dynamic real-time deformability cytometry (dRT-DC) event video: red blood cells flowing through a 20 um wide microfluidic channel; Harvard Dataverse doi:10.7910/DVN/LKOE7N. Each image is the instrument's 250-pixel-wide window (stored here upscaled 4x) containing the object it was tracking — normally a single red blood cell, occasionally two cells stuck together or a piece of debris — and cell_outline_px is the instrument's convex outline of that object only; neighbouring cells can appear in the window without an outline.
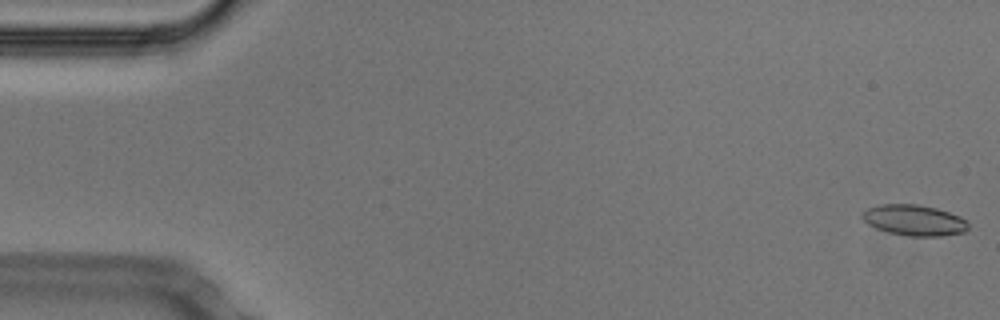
{"species": "Egyptian fruit bat (a non-hibernating species)", "species_latin": "Rousettus aegyptiacus", "temperature_condition": "cold", "stored_images_in_passage": 53, "camera_frame_rate_fps": 3000, "um_per_image_px": 0.085, "animal": {"sex": "male"}, "frame": {"image": 1, "passage_image": 1, "time_ms": 0.0, "image_size_px": [1000, 320], "cell_outline_px": [[968, 228], [964, 232], [940, 236], [908, 236], [888, 232], [876, 228], [868, 224], [860, 216], [860, 212], [868, 208], [880, 204], [916, 204], [936, 208], [960, 216], [968, 220]], "centroid_in_image_um": [77.69, 18.71], "position_along_channel_um": 7.3, "area_um2": 19.13}}
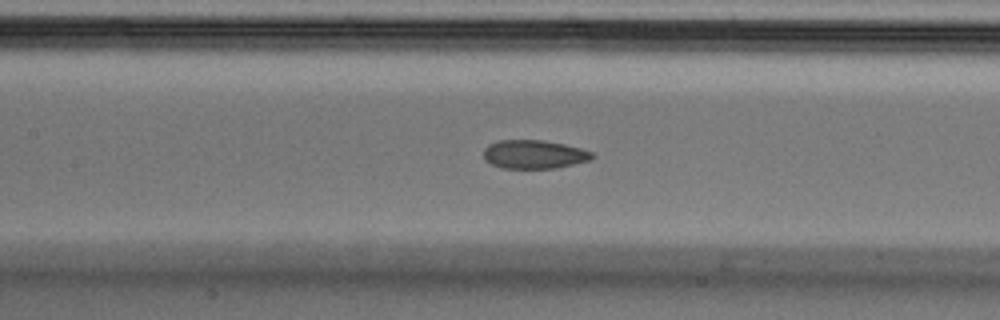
{"frame": {"image": 2, "passage_image": 24, "time_ms": 7.667, "image_size_px": [1000, 320], "cell_outline_px": [[596, 156], [592, 160], [556, 168], [500, 168], [484, 160], [484, 148], [488, 144], [500, 140], [544, 140], [564, 144], [580, 148], [592, 152]], "centroid_in_image_um": [45.41, 13.12], "position_along_channel_um": 162.0, "area_um2": 18.26}}
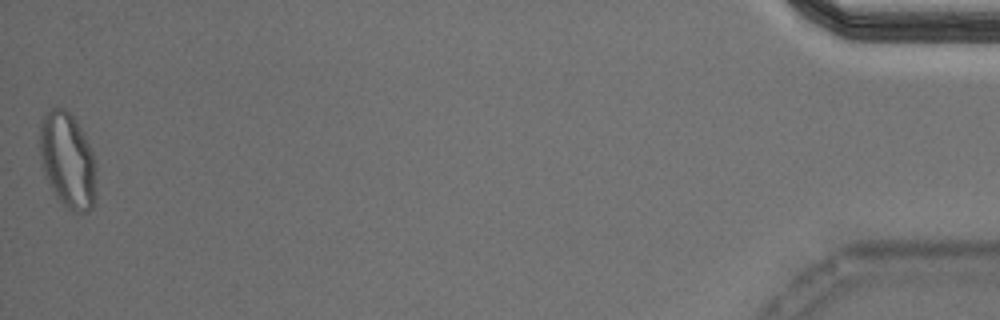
{"frame": {"image": 3, "passage_image": 53, "time_ms": 17.333, "image_size_px": [1000, 320], "cell_outline_px": [[96, 204], [88, 212], [72, 212], [64, 208], [56, 196], [44, 176], [40, 152], [40, 120], [56, 104], [64, 108], [76, 120], [84, 132], [92, 152], [96, 164]], "centroid_in_image_um": [5.77, 13.66], "position_along_channel_um": 429.4, "area_um2": 32.19}, "authors_computed_cell_mechanics": {"area_um2": 19.1318, "velocity_mm_per_s": 3.7526, "shape_relaxation_time_tau1_ms": null, "shape_relaxation_time_tau2_ms": 1.7939, "deformation_change_tau1": null, "deformation_change_tau2": 0.0663}}